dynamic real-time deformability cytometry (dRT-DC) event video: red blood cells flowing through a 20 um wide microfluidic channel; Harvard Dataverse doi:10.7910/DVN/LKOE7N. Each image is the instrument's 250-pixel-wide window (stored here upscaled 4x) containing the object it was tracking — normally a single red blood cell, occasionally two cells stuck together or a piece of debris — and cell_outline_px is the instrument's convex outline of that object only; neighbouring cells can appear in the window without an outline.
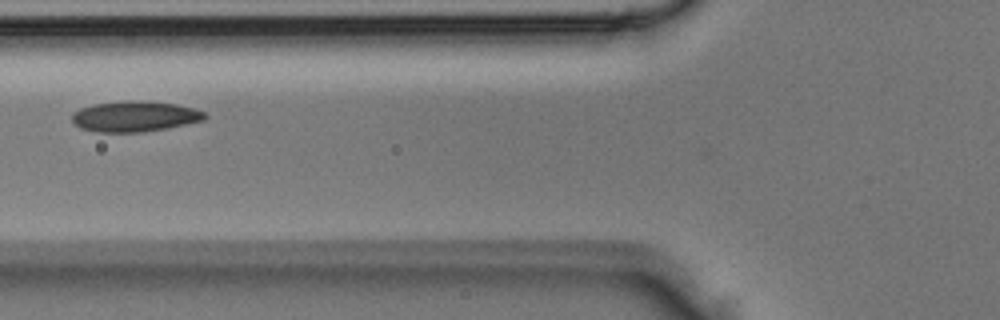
{"species": "Egyptian fruit bat (a non-hibernating species)", "species_latin": "Rousettus aegyptiacus", "temperature_condition": "room temperature", "stored_images_in_passage": 3, "camera_frame_rate_fps": 3000, "um_per_image_px": 0.085, "animal": {"sex": "male"}, "frame": {"image": 1, "passage_image": 3, "time_ms": 0.667, "image_size_px": [1000, 320], "cell_outline_px": [[208, 116], [204, 120], [168, 128], [144, 132], [96, 132], [80, 128], [72, 120], [72, 116], [80, 108], [92, 104], [124, 100], [140, 100], [176, 104], [192, 108], [204, 112]], "centroid_in_image_um": [11.46, 9.89], "position_along_channel_um": 114.3, "area_um2": 23.76}}